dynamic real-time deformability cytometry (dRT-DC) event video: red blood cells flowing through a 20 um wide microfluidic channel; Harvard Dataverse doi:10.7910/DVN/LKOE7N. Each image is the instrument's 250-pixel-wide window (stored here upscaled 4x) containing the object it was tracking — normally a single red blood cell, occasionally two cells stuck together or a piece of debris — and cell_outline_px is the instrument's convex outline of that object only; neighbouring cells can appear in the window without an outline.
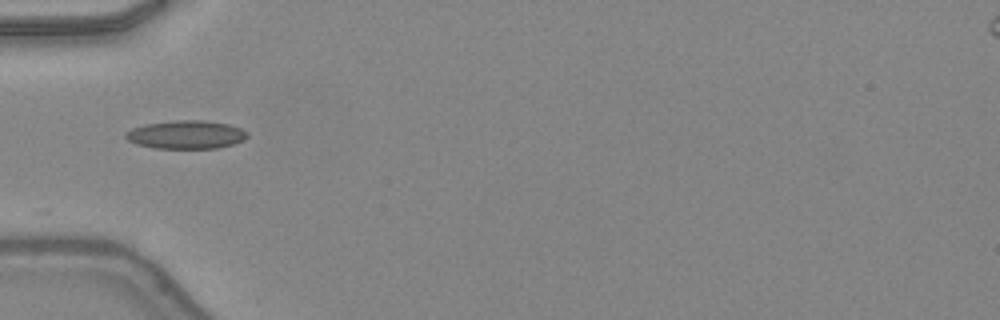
{"species": "common noctule bat (a hibernating species)", "species_latin": "Nyctalus noctula", "temperature_condition": "warm", "stored_images_in_passage": 9, "camera_frame_rate_fps": 3000, "um_per_image_px": 0.085, "animal": {"sex": "female", "body_mass_g": 24.6, "forearm_length_mm": 56.2}, "frame": {"image": 1, "passage_image": 1, "time_ms": 0.0, "image_size_px": [1000, 320], "cell_outline_px": [[248, 136], [244, 140], [232, 144], [216, 148], [156, 148], [136, 144], [128, 140], [124, 136], [124, 132], [132, 128], [144, 124], [176, 120], [204, 120], [228, 124], [240, 128], [248, 132]], "centroid_in_image_um": [15.8, 11.44], "position_along_channel_um": 69.2, "area_um2": 20.11}}
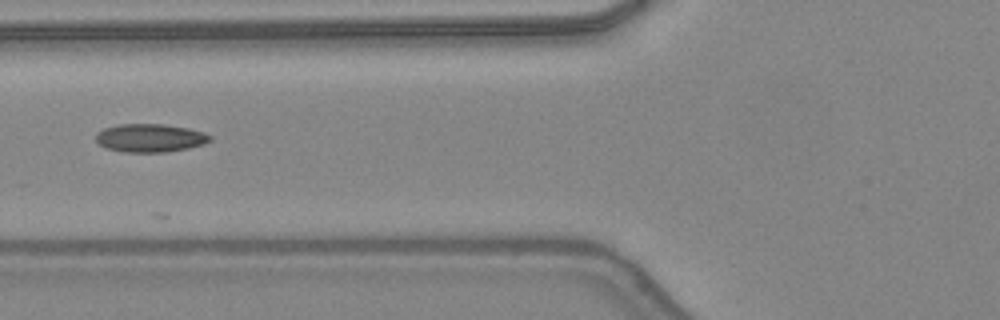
{"frame": {"image": 2, "passage_image": 4, "time_ms": 1.0, "image_size_px": [1000, 320], "cell_outline_px": [[212, 140], [204, 144], [188, 148], [168, 152], [124, 152], [108, 148], [100, 144], [96, 140], [96, 132], [104, 128], [120, 124], [164, 124], [188, 128], [204, 132], [212, 136]], "centroid_in_image_um": [12.79, 11.72], "position_along_channel_um": 113.0, "area_um2": 18.84}}
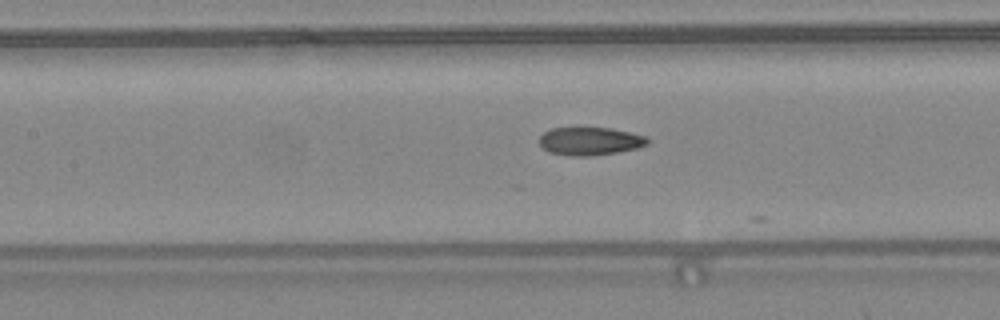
{"frame": {"image": 3, "passage_image": 7, "time_ms": 2.0, "image_size_px": [1000, 320], "cell_outline_px": [[648, 144], [636, 148], [616, 152], [592, 156], [572, 156], [548, 152], [540, 144], [540, 136], [544, 132], [552, 128], [612, 128], [648, 136]], "centroid_in_image_um": [50.16, 12.0], "position_along_channel_um": 157.2, "area_um2": 17.63}}